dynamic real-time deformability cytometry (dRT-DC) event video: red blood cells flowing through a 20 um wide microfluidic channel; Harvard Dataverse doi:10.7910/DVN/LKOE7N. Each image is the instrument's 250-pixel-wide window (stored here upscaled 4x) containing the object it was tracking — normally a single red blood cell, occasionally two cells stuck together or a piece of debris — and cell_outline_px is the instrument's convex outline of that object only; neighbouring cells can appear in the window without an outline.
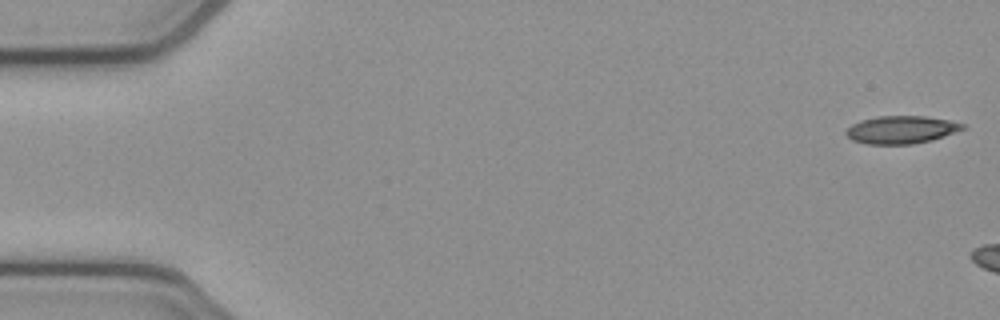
{"species": "common noctule bat (a hibernating species)", "species_latin": "Nyctalus noctula", "temperature_condition": "cold", "stored_images_in_passage": 5, "camera_frame_rate_fps": 3000, "um_per_image_px": 0.085, "animal": {"sex": "female", "body_mass_g": 21.9}, "frame": {"image": 1, "passage_image": 1, "time_ms": 0.0, "image_size_px": [1000, 320], "cell_outline_px": [[968, 128], [932, 140], [912, 144], [868, 144], [852, 140], [844, 132], [852, 124], [860, 120], [876, 116], [924, 116], [948, 120], [964, 124]], "centroid_in_image_um": [76.61, 11.02], "position_along_channel_um": 8.4, "area_um2": 18.9}}